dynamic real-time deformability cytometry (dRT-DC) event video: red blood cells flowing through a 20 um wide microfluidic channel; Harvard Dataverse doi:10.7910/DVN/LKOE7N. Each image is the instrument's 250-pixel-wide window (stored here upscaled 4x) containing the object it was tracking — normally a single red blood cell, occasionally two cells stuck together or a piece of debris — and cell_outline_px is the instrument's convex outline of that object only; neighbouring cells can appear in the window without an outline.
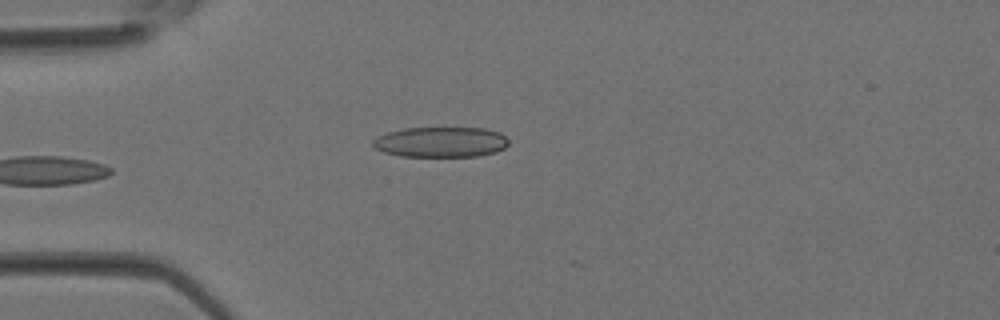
{"species": "Egyptian fruit bat (a non-hibernating species)", "species_latin": "Rousettus aegyptiacus", "temperature_condition": "room temperature", "stored_images_in_passage": 3, "camera_frame_rate_fps": 3000, "um_per_image_px": 0.085, "animal": {"sex": "female"}, "frame": {"image": 1, "passage_image": 3, "time_ms": 0.667, "image_size_px": [1000, 320], "cell_outline_px": [[508, 144], [504, 148], [496, 152], [480, 156], [400, 156], [384, 152], [376, 148], [372, 144], [372, 140], [388, 132], [404, 128], [484, 128], [500, 132], [508, 140]], "centroid_in_image_um": [37.49, 12.07], "position_along_channel_um": 47.5, "area_um2": 23.93}}